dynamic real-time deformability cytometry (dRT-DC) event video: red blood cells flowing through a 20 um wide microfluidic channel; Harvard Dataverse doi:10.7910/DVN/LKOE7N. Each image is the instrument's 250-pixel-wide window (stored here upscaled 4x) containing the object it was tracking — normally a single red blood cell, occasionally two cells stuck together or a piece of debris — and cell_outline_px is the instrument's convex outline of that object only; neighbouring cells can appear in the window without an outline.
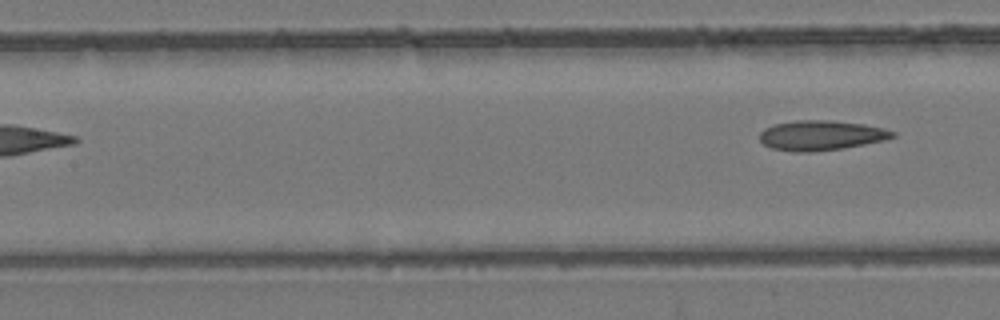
{"species": "common noctule bat (a hibernating species)", "species_latin": "Nyctalus noctula", "temperature_condition": "room temperature", "stored_images_in_passage": 10, "segment_of_instrument_passage": [2, 2], "camera_frame_rate_fps": 3000, "um_per_image_px": 0.085, "animal": {"sex": "female", "body_mass_g": 24.6, "forearm_length_mm": 56.2}, "frame": {"image": 1, "passage_image": 10, "time_ms": 10.667, "image_size_px": [1000, 320], "cell_outline_px": [[896, 136], [884, 140], [844, 148], [812, 152], [792, 152], [772, 148], [764, 144], [760, 140], [760, 132], [764, 128], [772, 124], [796, 120], [828, 120], [864, 124], [884, 128], [896, 132]], "centroid_in_image_um": [69.78, 11.5], "position_along_channel_um": 137.6, "area_um2": 23.29}}